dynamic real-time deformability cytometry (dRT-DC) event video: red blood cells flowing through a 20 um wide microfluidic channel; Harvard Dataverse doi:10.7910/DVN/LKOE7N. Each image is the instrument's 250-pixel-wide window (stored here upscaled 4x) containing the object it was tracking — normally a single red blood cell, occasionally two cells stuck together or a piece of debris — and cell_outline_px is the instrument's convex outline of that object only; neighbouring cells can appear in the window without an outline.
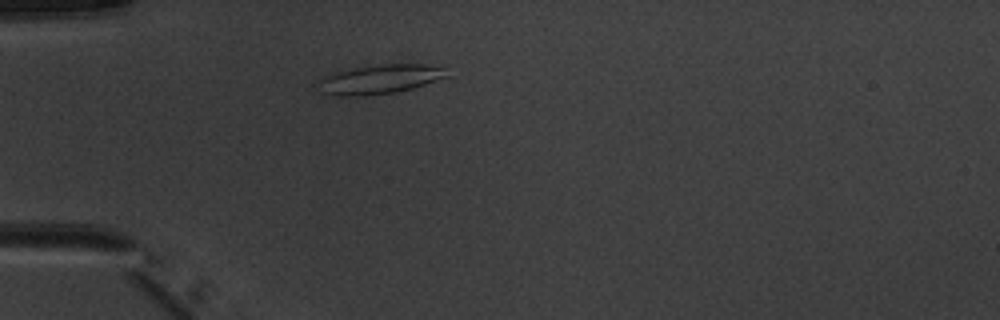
{"species": "common noctule bat (a hibernating species)", "species_latin": "Nyctalus noctula", "temperature_condition": "warm", "stored_images_in_passage": 2, "camera_frame_rate_fps": 3000, "um_per_image_px": 0.085, "animal": {"sex": "male", "body_mass_g": 20.1, "forearm_length_mm": 53.5}, "frame": {"image": 1, "passage_image": 2, "time_ms": 1.0, "image_size_px": [1000, 320], "cell_outline_px": [[452, 76], [412, 88], [396, 92], [368, 96], [336, 96], [320, 92], [320, 80], [324, 76], [336, 72], [356, 68], [380, 64], [424, 64], [444, 68]], "centroid_in_image_um": [32.33, 6.75], "position_along_channel_um": 52.7, "area_um2": 21.91}}